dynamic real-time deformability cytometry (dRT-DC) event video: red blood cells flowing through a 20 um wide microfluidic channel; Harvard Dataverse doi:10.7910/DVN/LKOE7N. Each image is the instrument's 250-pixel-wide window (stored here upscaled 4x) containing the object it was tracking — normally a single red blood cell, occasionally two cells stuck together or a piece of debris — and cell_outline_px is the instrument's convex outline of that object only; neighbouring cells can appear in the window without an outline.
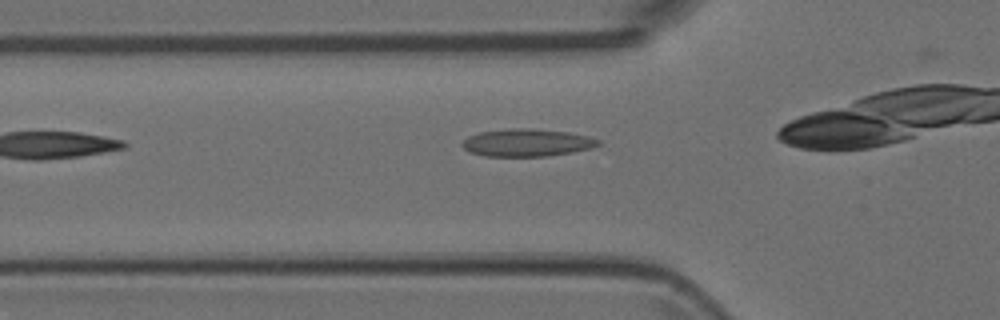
{"species": "Egyptian fruit bat (a non-hibernating species)", "species_latin": "Rousettus aegyptiacus", "temperature_condition": "room temperature", "stored_images_in_passage": 8, "camera_frame_rate_fps": 3000, "um_per_image_px": 0.085, "animal": {"sex": "female"}, "frame": {"image": 1, "passage_image": 6, "time_ms": 1.667, "image_size_px": [1000, 320], "cell_outline_px": [[600, 144], [592, 148], [572, 152], [548, 156], [484, 156], [468, 152], [460, 144], [468, 136], [480, 132], [512, 128], [532, 128], [568, 132], [588, 136], [600, 140]], "centroid_in_image_um": [44.78, 12.13], "position_along_channel_um": 81.0, "area_um2": 21.91}}